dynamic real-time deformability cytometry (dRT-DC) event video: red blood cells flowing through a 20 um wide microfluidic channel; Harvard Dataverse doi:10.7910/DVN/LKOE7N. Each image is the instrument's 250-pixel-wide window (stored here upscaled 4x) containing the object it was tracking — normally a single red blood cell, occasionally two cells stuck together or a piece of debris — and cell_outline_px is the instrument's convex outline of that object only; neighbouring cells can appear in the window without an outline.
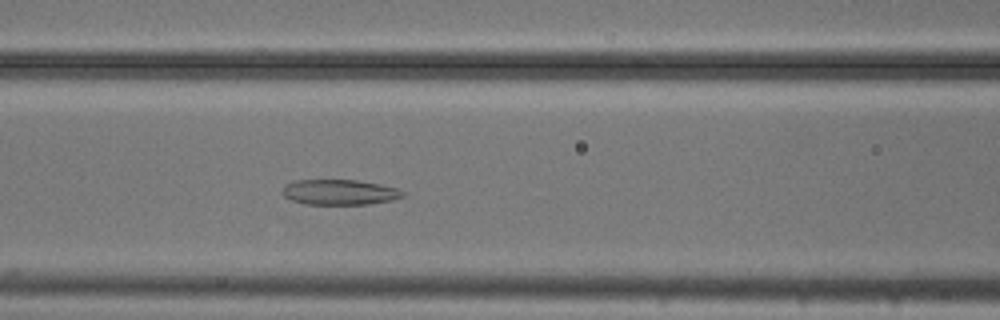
{"species": "common noctule bat (a hibernating species)", "species_latin": "Nyctalus noctula", "temperature_condition": "cold", "stored_images_in_passage": 34, "camera_frame_rate_fps": 3000, "um_per_image_px": 0.085, "animal": {"sex": "male", "body_mass_g": 20.5, "forearm_length_mm": 52.5}, "frame": {"image": 1, "passage_image": 23, "time_ms": 7.333, "image_size_px": [1000, 320], "cell_outline_px": [[404, 196], [392, 200], [368, 204], [304, 204], [292, 200], [284, 196], [280, 192], [284, 184], [296, 180], [356, 180], [380, 184], [396, 188], [404, 192]], "centroid_in_image_um": [28.82, 16.33], "position_along_channel_um": 137.8, "area_um2": 17.8}}
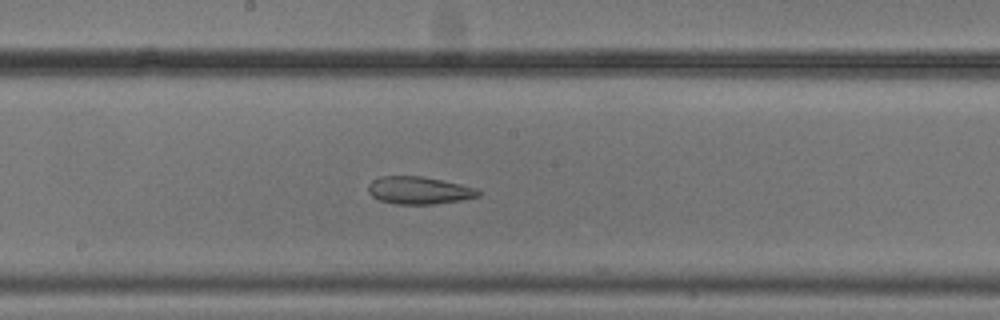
{"frame": {"image": 2, "passage_image": 29, "time_ms": 9.333, "image_size_px": [1000, 320], "cell_outline_px": [[484, 192], [480, 196], [464, 200], [432, 204], [396, 204], [380, 200], [372, 196], [368, 192], [368, 184], [372, 180], [380, 176], [420, 176], [460, 184], [476, 188]], "centroid_in_image_um": [35.64, 16.18], "position_along_channel_um": 212.6, "area_um2": 17.74}}
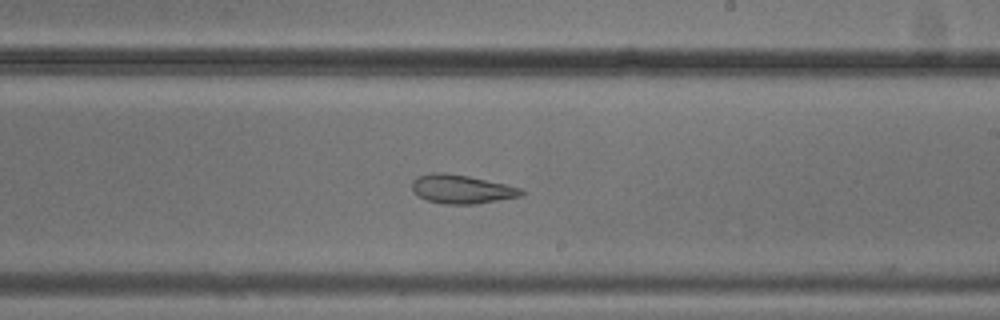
{"frame": {"image": 3, "passage_image": 32, "time_ms": 10.333, "image_size_px": [1000, 320], "cell_outline_px": [[524, 192], [520, 196], [476, 204], [444, 204], [428, 200], [412, 192], [412, 180], [416, 176], [432, 172], [444, 172], [468, 176], [524, 188]], "centroid_in_image_um": [39.21, 16.07], "position_along_channel_um": 249.8, "area_um2": 18.38}}